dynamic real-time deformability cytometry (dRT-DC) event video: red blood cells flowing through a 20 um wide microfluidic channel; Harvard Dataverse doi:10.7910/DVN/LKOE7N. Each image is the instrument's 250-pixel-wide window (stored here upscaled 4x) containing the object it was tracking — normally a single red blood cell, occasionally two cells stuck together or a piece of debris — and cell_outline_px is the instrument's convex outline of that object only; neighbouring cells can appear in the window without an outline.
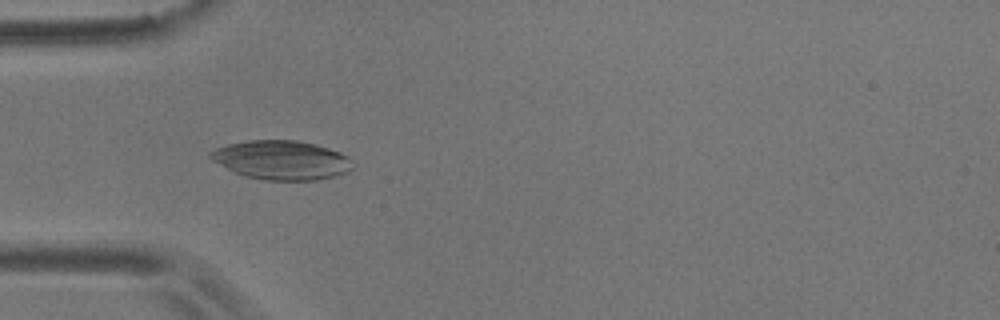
{"species": "common noctule bat (a hibernating species)", "species_latin": "Nyctalus noctula", "temperature_condition": "room temperature", "stored_images_in_passage": 55, "camera_frame_rate_fps": 3000, "um_per_image_px": 0.085, "animal": {"sex": "male", "body_mass_g": 17.9}, "frame": {"image": 1, "passage_image": 16, "time_ms": 5.0, "image_size_px": [1000, 320], "cell_outline_px": [[352, 168], [348, 172], [336, 176], [316, 180], [264, 180], [244, 176], [212, 160], [208, 156], [208, 152], [216, 148], [228, 144], [248, 140], [296, 140], [316, 144], [340, 152], [348, 156], [352, 160]], "centroid_in_image_um": [23.95, 13.6], "position_along_channel_um": 61.1, "area_um2": 32.43}}
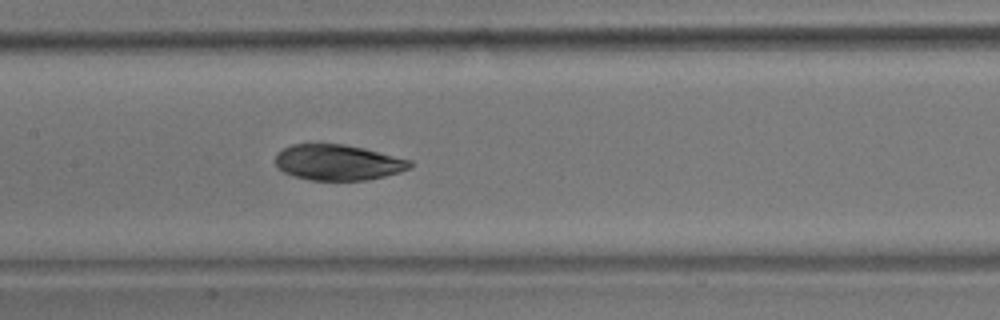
{"frame": {"image": 2, "passage_image": 26, "time_ms": 8.333, "image_size_px": [1000, 320], "cell_outline_px": [[412, 168], [400, 172], [368, 180], [308, 180], [292, 176], [284, 172], [276, 164], [276, 152], [292, 144], [344, 144], [364, 148], [412, 160]], "centroid_in_image_um": [28.74, 13.81], "position_along_channel_um": 178.7, "area_um2": 28.09}}
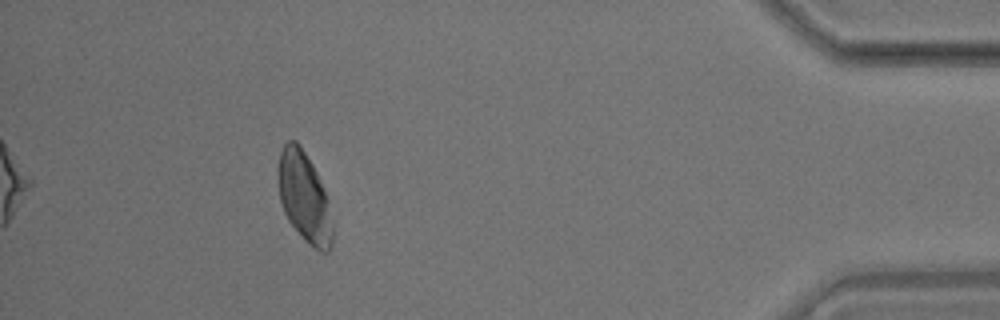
{"frame": {"image": 3, "passage_image": 50, "time_ms": 16.333, "image_size_px": [1000, 320], "cell_outline_px": [[332, 244], [328, 252], [320, 252], [308, 244], [304, 240], [288, 220], [284, 212], [280, 200], [276, 176], [276, 168], [280, 152], [284, 144], [288, 140], [296, 140], [300, 144], [312, 164], [320, 180], [328, 200], [332, 224]], "centroid_in_image_um": [25.83, 16.74], "position_along_channel_um": 409.4, "area_um2": 28.84}, "authors_computed_cell_mechanics": {"area_um2": 29.8248, "velocity_mm_per_s": 3.5632, "shape_relaxation_time_tau1_ms": 2.2667, "shape_relaxation_time_tau2_ms": 2.8586, "deformation_change_tau1": 0.0493, "deformation_change_tau2": 0.0577}}